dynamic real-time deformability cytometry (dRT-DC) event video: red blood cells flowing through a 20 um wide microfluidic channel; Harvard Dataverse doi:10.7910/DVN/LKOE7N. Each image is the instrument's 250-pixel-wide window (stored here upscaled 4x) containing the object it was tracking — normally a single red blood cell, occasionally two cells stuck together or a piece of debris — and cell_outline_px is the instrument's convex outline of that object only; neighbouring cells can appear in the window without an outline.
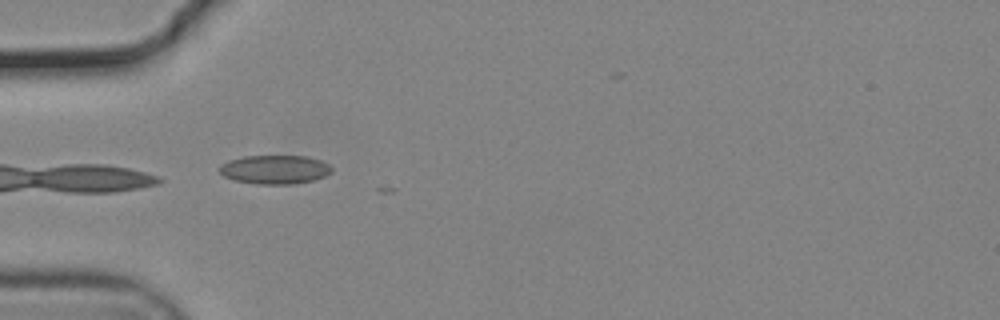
{"species": "common noctule bat (a hibernating species)", "species_latin": "Nyctalus noctula", "temperature_condition": "cold", "stored_images_in_passage": 6, "camera_frame_rate_fps": 3000, "um_per_image_px": 0.085, "animal": {"sex": "male", "body_mass_g": 19.2, "forearm_length_mm": 51.8}, "frame": {"image": 1, "passage_image": 1, "time_ms": 0.0, "image_size_px": [1000, 320], "cell_outline_px": [[332, 172], [324, 176], [312, 180], [292, 184], [256, 184], [236, 180], [224, 176], [220, 172], [220, 164], [228, 160], [244, 156], [308, 156], [320, 160], [328, 164], [332, 168]], "centroid_in_image_um": [23.36, 14.4], "position_along_channel_um": 61.6, "area_um2": 18.79}}